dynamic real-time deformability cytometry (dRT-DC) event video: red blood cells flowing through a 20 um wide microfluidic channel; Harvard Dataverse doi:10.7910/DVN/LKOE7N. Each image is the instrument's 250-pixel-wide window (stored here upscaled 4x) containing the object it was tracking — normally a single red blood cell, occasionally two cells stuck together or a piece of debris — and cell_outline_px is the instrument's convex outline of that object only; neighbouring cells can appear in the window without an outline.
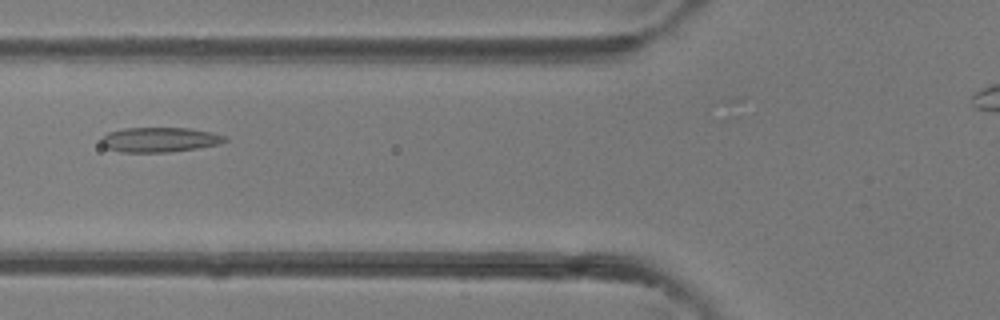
{"species": "common noctule bat (a hibernating species)", "species_latin": "Nyctalus noctula", "temperature_condition": "room temperature", "stored_images_in_passage": 27, "camera_frame_rate_fps": 3000, "um_per_image_px": 0.085, "animal": {"sex": "female"}, "frame": {"image": 1, "passage_image": 5, "time_ms": 1.333, "image_size_px": [1000, 320], "cell_outline_px": [[228, 140], [220, 144], [196, 148], [168, 152], [120, 152], [108, 148], [100, 144], [100, 140], [108, 132], [124, 128], [188, 128], [212, 132], [224, 136]], "centroid_in_image_um": [13.55, 11.87], "position_along_channel_um": 112.3, "area_um2": 17.8}}
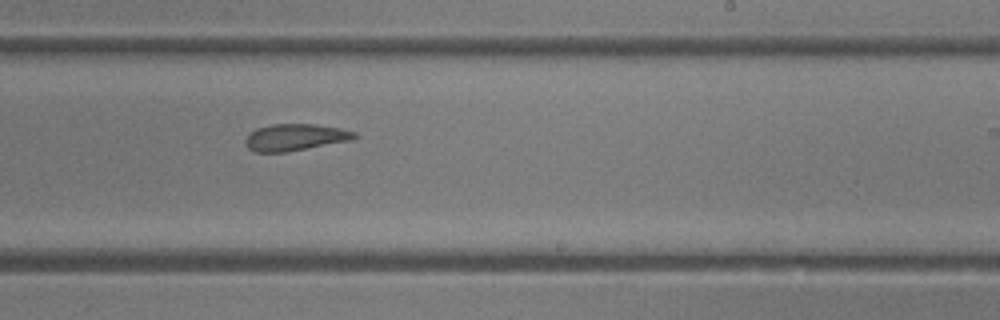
{"frame": {"image": 2, "passage_image": 14, "time_ms": 4.333, "image_size_px": [1000, 320], "cell_outline_px": [[356, 136], [348, 140], [284, 152], [252, 152], [248, 148], [244, 140], [256, 128], [272, 124], [316, 124], [340, 128], [356, 132]], "centroid_in_image_um": [25.03, 11.66], "position_along_channel_um": 264.0, "area_um2": 16.65}}
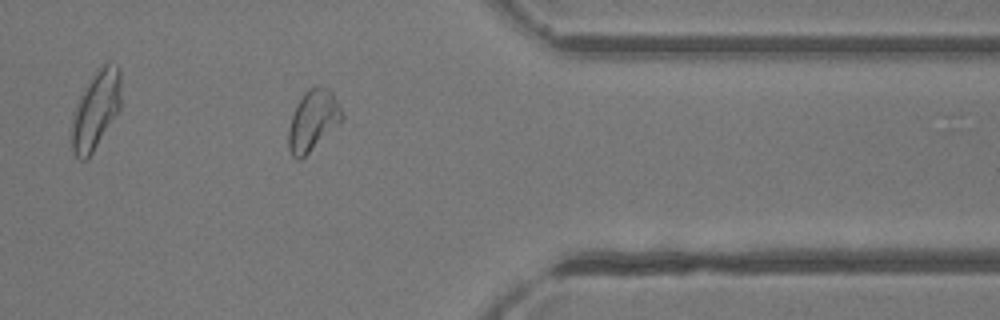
{"frame": {"image": 3, "passage_image": 22, "time_ms": 7.0, "image_size_px": [1000, 320], "cell_outline_px": [[344, 120], [300, 160], [296, 160], [292, 156], [288, 148], [288, 128], [292, 112], [296, 104], [304, 92], [308, 88], [328, 88], [332, 92], [344, 116]], "centroid_in_image_um": [26.57, 10.26], "position_along_channel_um": 384.8, "area_um2": 18.9}}